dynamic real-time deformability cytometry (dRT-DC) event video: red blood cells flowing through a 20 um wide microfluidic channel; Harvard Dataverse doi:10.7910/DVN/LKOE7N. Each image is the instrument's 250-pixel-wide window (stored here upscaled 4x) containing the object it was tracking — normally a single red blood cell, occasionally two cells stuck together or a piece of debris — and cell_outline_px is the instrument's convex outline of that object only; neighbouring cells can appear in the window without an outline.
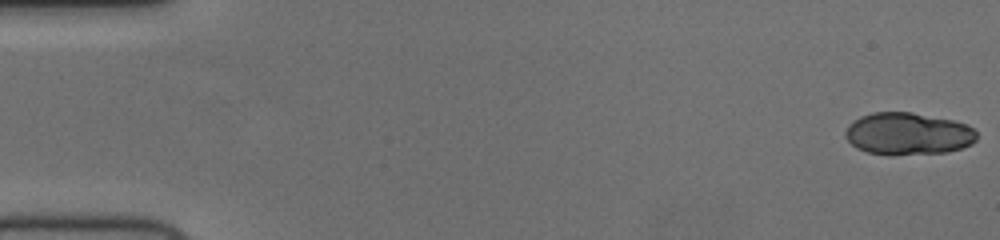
{"species": "human", "species_latin": "Homo sapiens", "temperature_condition": "cold", "stored_images_in_passage": 56, "camera_frame_rate_fps": 3000, "um_per_image_px": 0.085, "donor": {"sex": "female"}, "frame": {"image": 1, "passage_image": 1, "time_ms": 0.0, "image_size_px": [1000, 240], "cell_outline_px": [[976, 140], [972, 144], [960, 148], [944, 152], [868, 152], [856, 148], [844, 136], [844, 132], [848, 124], [860, 116], [872, 112], [912, 112], [952, 120], [968, 124], [976, 132]], "centroid_in_image_um": [77.16, 11.31], "position_along_channel_um": 7.8, "area_um2": 31.5}}
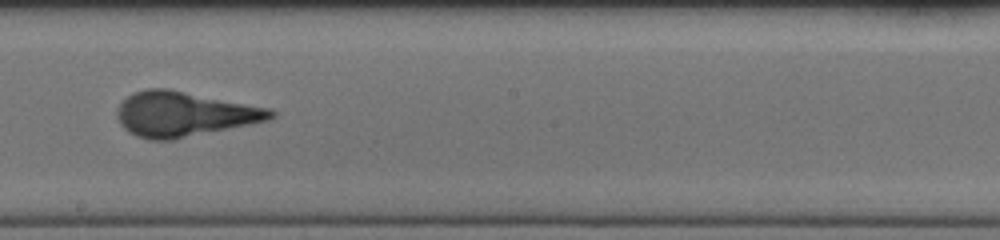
{"frame": {"image": 2, "passage_image": 32, "time_ms": 10.333, "image_size_px": [1000, 240], "cell_outline_px": [[276, 116], [268, 120], [172, 140], [148, 140], [136, 136], [128, 132], [120, 124], [116, 116], [116, 108], [120, 100], [132, 92], [144, 88], [168, 88], [268, 108], [276, 112]], "centroid_in_image_um": [15.55, 9.69], "position_along_channel_um": 232.7, "area_um2": 40.29}}
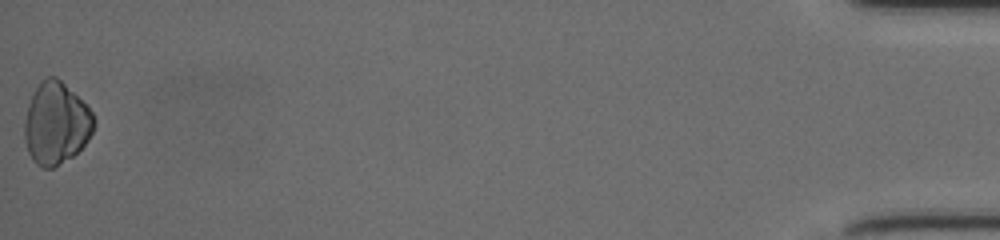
{"frame": {"image": 3, "passage_image": 56, "time_ms": 18.333, "image_size_px": [1000, 240], "cell_outline_px": [[92, 132], [88, 140], [72, 156], [52, 168], [44, 168], [36, 164], [32, 160], [28, 152], [24, 136], [24, 120], [28, 104], [40, 80], [48, 76], [56, 76], [88, 104], [92, 112]], "centroid_in_image_um": [4.74, 10.46], "position_along_channel_um": 430.5, "area_um2": 33.06}, "authors_computed_cell_mechanics": {"area_um2": 37.1654, "velocity_mm_per_s": 3.7313, "shape_relaxation_time_tau1_ms": 4.4241, "shape_relaxation_time_tau2_ms": null, "deformation_change_tau1": 0.1836, "deformation_change_tau2": null}}